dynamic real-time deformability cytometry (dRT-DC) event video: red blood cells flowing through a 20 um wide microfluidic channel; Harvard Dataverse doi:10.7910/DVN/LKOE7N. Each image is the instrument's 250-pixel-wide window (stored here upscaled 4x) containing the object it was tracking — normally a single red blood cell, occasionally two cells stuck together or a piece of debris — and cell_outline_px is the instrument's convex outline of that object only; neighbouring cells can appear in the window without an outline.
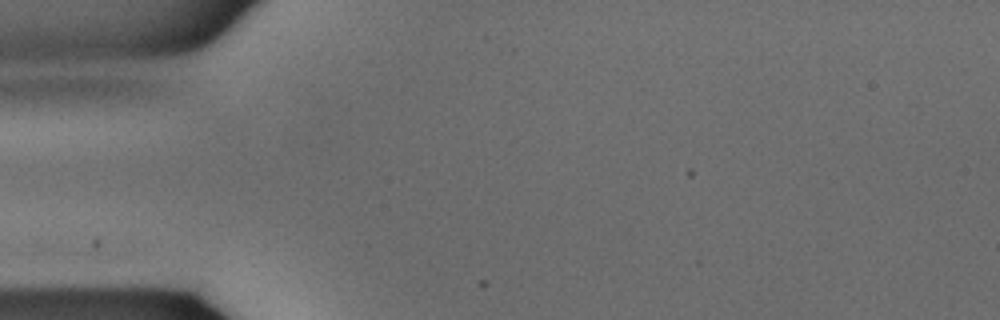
{"species": "common noctule bat (a hibernating species)", "species_latin": "Nyctalus noctula", "temperature_condition": "warm", "stored_images_in_passage": 5, "camera_frame_rate_fps": 3000, "um_per_image_px": 0.085, "animal": {"sex": "male", "body_mass_g": 15.6}, "frame": {"image": 1, "passage_image": 1, "time_ms": 0.0, "image_size_px": [1000, 320], "cell_outline_px": [[232, 16], [212, 36], [200, 44], [192, 48], [176, 52], [152, 56], [124, 56], [120, 52]], "centroid_in_image_um": [15.07, 3.49], "position_along_channel_um": 69.9, "area_um2": 10.4}}